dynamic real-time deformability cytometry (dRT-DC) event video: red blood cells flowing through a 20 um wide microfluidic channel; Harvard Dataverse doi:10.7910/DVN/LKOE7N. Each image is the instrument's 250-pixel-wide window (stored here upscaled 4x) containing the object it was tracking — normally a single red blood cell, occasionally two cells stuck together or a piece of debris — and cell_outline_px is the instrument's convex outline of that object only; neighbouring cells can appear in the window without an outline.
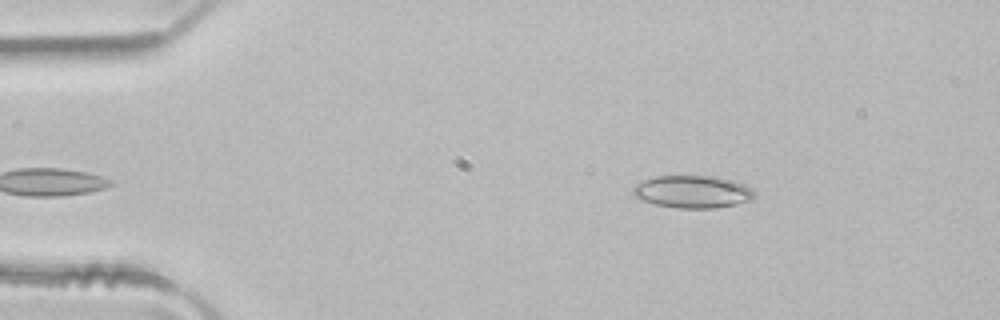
{"species": "common noctule bat (a hibernating species)", "species_latin": "Nyctalus noctula", "temperature_condition": "room temperature", "stored_images_in_passage": 3, "camera_frame_rate_fps": 3000, "um_per_image_px": 0.085, "animal": {"sex": "male", "body_mass_g": 21.5, "forearm_length_mm": 52.0}, "frame": {"image": 1, "passage_image": 3, "time_ms": 0.667, "image_size_px": [1000, 320], "cell_outline_px": [[756, 196], [752, 200], [736, 204], [716, 208], [676, 208], [656, 204], [640, 200], [632, 192], [632, 188], [636, 184], [644, 180], [656, 176], [716, 176], [744, 184], [752, 188], [756, 192]], "centroid_in_image_um": [58.9, 16.3], "position_along_channel_um": 26.1, "area_um2": 23.12}}